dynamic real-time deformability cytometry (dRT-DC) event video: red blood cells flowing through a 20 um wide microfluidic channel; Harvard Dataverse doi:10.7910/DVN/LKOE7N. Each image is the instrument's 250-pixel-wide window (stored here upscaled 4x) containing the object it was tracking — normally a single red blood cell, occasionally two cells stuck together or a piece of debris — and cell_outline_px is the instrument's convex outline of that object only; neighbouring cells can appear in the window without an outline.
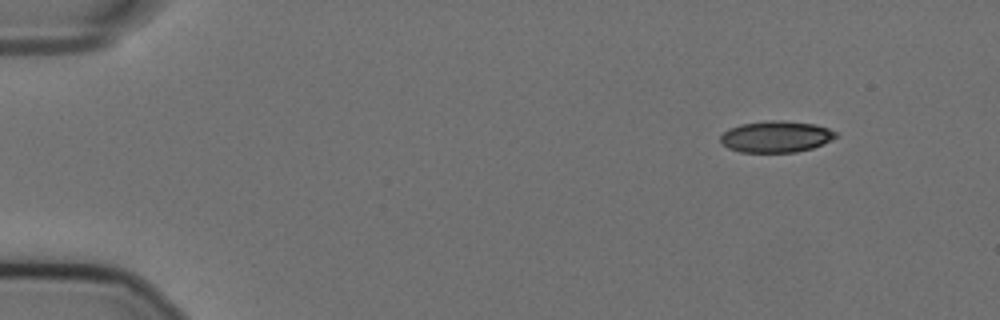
{"species": "Egyptian fruit bat (a non-hibernating species)", "species_latin": "Rousettus aegyptiacus", "temperature_condition": "cold", "stored_images_in_passage": 51, "camera_frame_rate_fps": 3000, "um_per_image_px": 0.085, "animal": {"sex": "female"}, "frame": {"image": 1, "passage_image": 1, "time_ms": 0.0, "image_size_px": [1000, 320], "cell_outline_px": [[836, 136], [812, 148], [796, 152], [740, 152], [728, 148], [720, 140], [720, 136], [728, 128], [740, 124], [764, 120], [780, 120], [816, 124], [828, 128], [836, 132]], "centroid_in_image_um": [65.91, 11.6], "position_along_channel_um": 19.1, "area_um2": 21.04}}
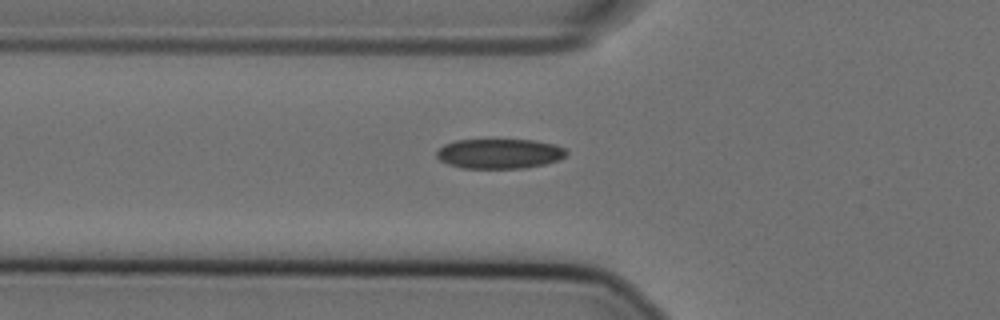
{"frame": {"image": 2, "passage_image": 15, "time_ms": 4.667, "image_size_px": [1000, 320], "cell_outline_px": [[568, 152], [560, 160], [544, 164], [524, 168], [460, 168], [448, 164], [440, 160], [436, 156], [436, 152], [444, 144], [456, 140], [532, 140], [556, 144], [564, 148]], "centroid_in_image_um": [42.45, 13.06], "position_along_channel_um": 83.3, "area_um2": 22.6}}
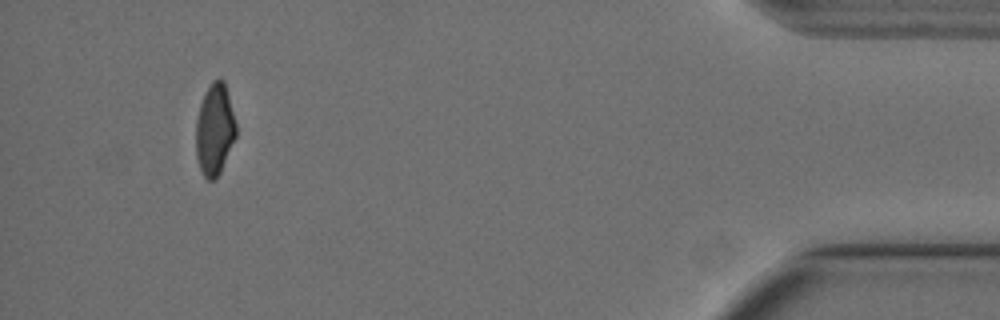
{"frame": {"image": 3, "passage_image": 48, "time_ms": 15.667, "image_size_px": [1000, 320], "cell_outline_px": [[236, 136], [220, 172], [216, 180], [208, 180], [204, 176], [200, 168], [196, 156], [196, 120], [200, 104], [212, 80], [224, 80], [236, 124]], "centroid_in_image_um": [18.24, 11.04], "position_along_channel_um": 417.0, "area_um2": 21.1}, "authors_computed_cell_mechanics": {"area_um2": 22.5998, "velocity_mm_per_s": 3.6023, "shape_relaxation_time_tau1_ms": 8.2484, "shape_relaxation_time_tau2_ms": 2.5977, "deformation_change_tau1": 0.1811, "deformation_change_tau2": 0.0651}}